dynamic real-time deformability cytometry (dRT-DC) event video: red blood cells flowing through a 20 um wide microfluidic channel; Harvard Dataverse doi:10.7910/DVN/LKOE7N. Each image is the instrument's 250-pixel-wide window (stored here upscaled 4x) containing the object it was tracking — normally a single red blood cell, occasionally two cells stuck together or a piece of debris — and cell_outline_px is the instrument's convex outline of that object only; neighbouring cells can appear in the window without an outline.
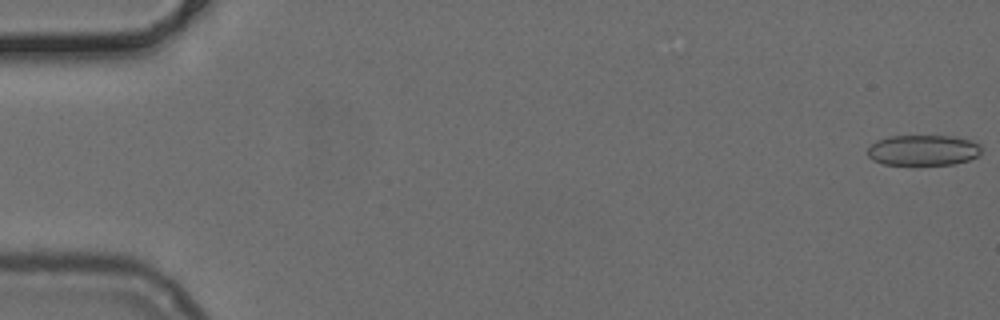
{"species": "common noctule bat (a hibernating species)", "species_latin": "Nyctalus noctula", "temperature_condition": "cold", "stored_images_in_passage": 35, "camera_frame_rate_fps": 3000, "um_per_image_px": 0.085, "animal": {"sex": "female", "body_mass_g": 24.6, "forearm_length_mm": 56.2}, "frame": {"image": 1, "passage_image": 1, "time_ms": 0.0, "image_size_px": [1000, 320], "cell_outline_px": [[980, 152], [976, 156], [968, 160], [952, 164], [884, 164], [872, 160], [868, 156], [868, 148], [876, 140], [888, 136], [956, 136], [972, 140], [980, 144]], "centroid_in_image_um": [78.46, 12.75], "position_along_channel_um": 6.5, "area_um2": 20.23}}
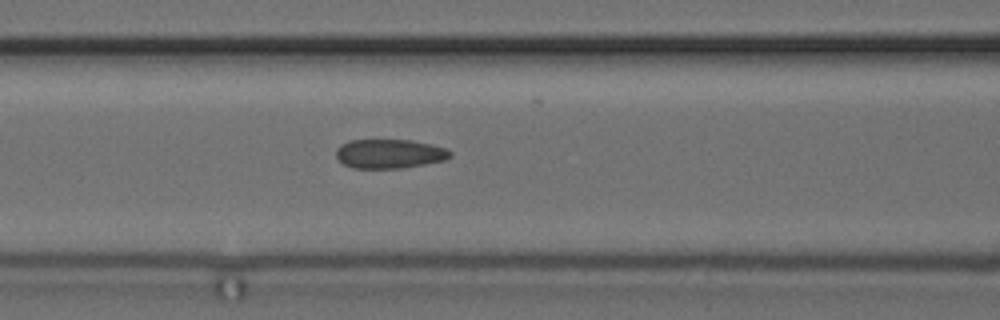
{"frame": {"image": 2, "passage_image": 22, "time_ms": 7.0, "image_size_px": [1000, 320], "cell_outline_px": [[452, 156], [444, 160], [424, 164], [400, 168], [352, 168], [344, 164], [336, 156], [336, 148], [340, 144], [348, 140], [412, 140], [432, 144], [448, 148], [452, 152]], "centroid_in_image_um": [33.12, 13.06], "position_along_channel_um": 133.5, "area_um2": 19.54}}
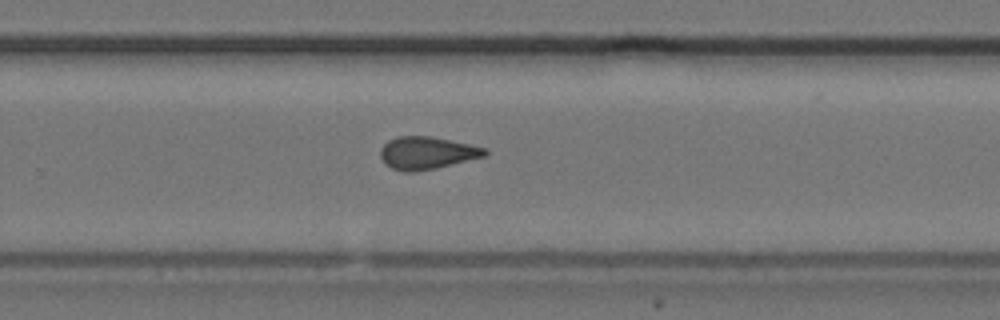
{"frame": {"image": 3, "passage_image": 34, "time_ms": 11.0, "image_size_px": [1000, 320], "cell_outline_px": [[488, 152], [484, 156], [436, 168], [416, 172], [404, 172], [392, 168], [384, 164], [380, 156], [380, 148], [388, 140], [396, 136], [432, 136], [468, 144], [484, 148]], "centroid_in_image_um": [36.22, 13.0], "position_along_channel_um": 293.6, "area_um2": 19.77}}